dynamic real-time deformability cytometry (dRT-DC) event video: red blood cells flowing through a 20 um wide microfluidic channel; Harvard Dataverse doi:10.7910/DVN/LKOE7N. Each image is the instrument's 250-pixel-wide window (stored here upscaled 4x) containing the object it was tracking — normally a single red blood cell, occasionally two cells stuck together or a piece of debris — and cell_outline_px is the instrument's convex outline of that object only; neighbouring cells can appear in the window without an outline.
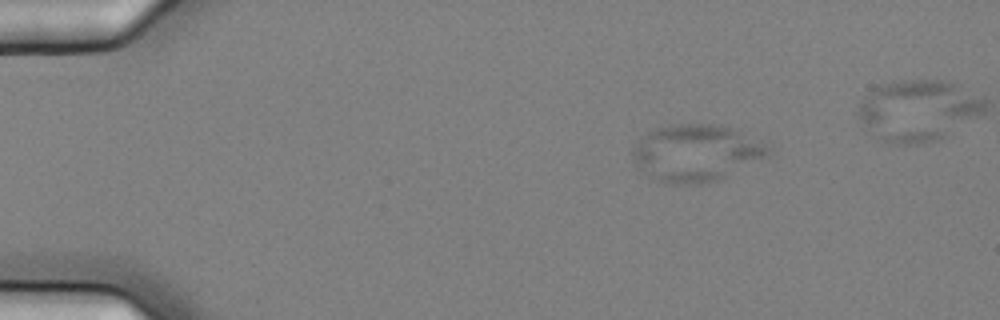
{"species": "common noctule bat (a hibernating species)", "species_latin": "Nyctalus noctula", "temperature_condition": "cold", "stored_images_in_passage": 6, "camera_frame_rate_fps": 3000, "um_per_image_px": 0.085, "animal": {"sex": "female", "body_mass_g": 25.1}, "frame": {"image": 1, "passage_image": 3, "time_ms": 0.667, "image_size_px": [1000, 320], "cell_outline_px": [[772, 148], [764, 156], [716, 180], [700, 184], [664, 184], [656, 180], [636, 168], [632, 156], [632, 152], [640, 136], [656, 128], [668, 124], [720, 124], [732, 128], [772, 144]], "centroid_in_image_um": [59.11, 12.98], "position_along_channel_um": 25.9, "area_um2": 44.97}}